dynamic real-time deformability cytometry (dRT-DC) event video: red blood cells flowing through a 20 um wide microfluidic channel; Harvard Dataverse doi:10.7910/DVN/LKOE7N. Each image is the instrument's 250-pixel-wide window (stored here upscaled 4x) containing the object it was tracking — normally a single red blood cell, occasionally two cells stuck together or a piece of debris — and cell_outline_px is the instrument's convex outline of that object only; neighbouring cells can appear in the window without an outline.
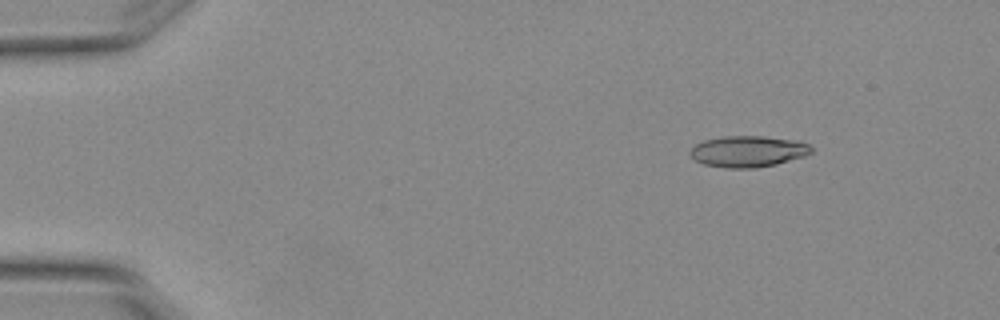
{"species": "Egyptian fruit bat (a non-hibernating species)", "species_latin": "Rousettus aegyptiacus", "temperature_condition": "warm", "stored_images_in_passage": 4, "camera_frame_rate_fps": 3000, "um_per_image_px": 0.085, "animal": {"sex": "female"}, "frame": {"image": 1, "passage_image": 2, "time_ms": 0.333, "image_size_px": [1000, 320], "cell_outline_px": [[812, 152], [804, 156], [776, 164], [756, 168], [728, 168], [704, 164], [696, 160], [688, 152], [696, 144], [704, 140], [724, 136], [764, 136], [796, 140], [808, 144], [812, 148]], "centroid_in_image_um": [63.59, 12.86], "position_along_channel_um": 21.4, "area_um2": 21.96}}
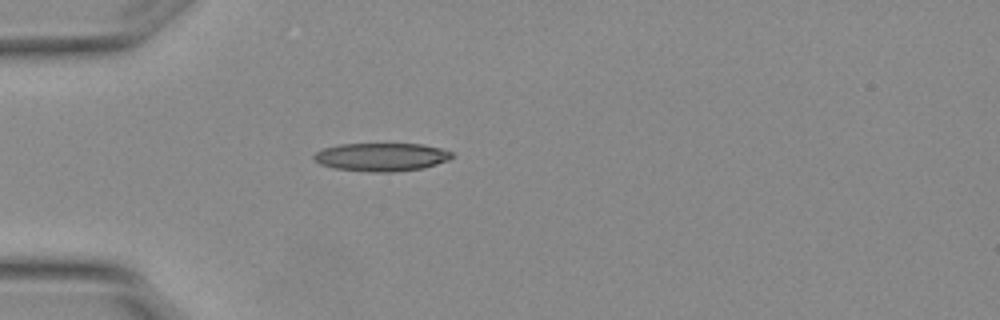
{"frame": {"image": 2, "passage_image": 4, "time_ms": 1.0, "image_size_px": [1000, 320], "cell_outline_px": [[452, 156], [448, 160], [424, 168], [392, 172], [368, 172], [332, 168], [320, 164], [312, 156], [316, 152], [324, 148], [340, 144], [420, 144], [440, 148], [452, 152]], "centroid_in_image_um": [32.4, 13.35], "position_along_channel_um": 52.6, "area_um2": 22.66}}